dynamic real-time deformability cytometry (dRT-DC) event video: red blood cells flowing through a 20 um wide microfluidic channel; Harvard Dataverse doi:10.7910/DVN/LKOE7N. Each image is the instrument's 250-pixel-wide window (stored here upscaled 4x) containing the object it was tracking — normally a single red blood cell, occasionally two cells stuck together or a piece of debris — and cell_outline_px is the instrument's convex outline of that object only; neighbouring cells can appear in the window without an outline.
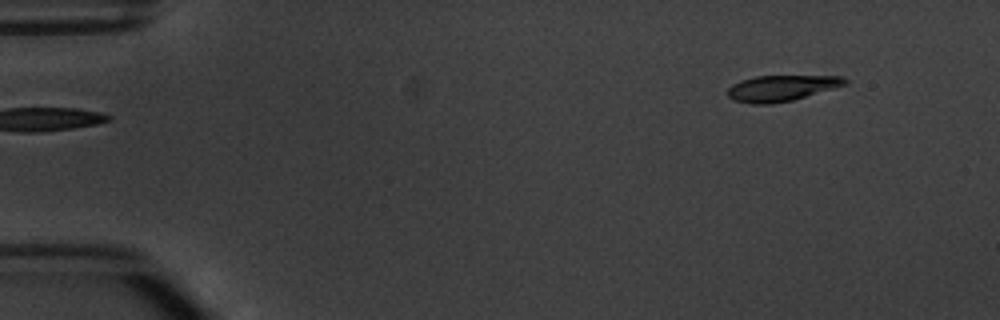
{"species": "common noctule bat (a hibernating species)", "species_latin": "Nyctalus noctula", "temperature_condition": "warm", "stored_images_in_passage": 3, "segment_of_instrument_passage": [2, 2], "camera_frame_rate_fps": 3000, "um_per_image_px": 0.085, "animal": {"sex": "male", "body_mass_g": 20.1, "forearm_length_mm": 53.5}, "frame": {"image": 1, "passage_image": 3, "time_ms": 3.333, "image_size_px": [1000, 320], "cell_outline_px": [[848, 84], [792, 100], [772, 104], [752, 104], [732, 100], [728, 96], [728, 88], [732, 84], [740, 80], [756, 76], [840, 76], [848, 80]], "centroid_in_image_um": [66.39, 7.49], "position_along_channel_um": 18.6, "area_um2": 17.69}}